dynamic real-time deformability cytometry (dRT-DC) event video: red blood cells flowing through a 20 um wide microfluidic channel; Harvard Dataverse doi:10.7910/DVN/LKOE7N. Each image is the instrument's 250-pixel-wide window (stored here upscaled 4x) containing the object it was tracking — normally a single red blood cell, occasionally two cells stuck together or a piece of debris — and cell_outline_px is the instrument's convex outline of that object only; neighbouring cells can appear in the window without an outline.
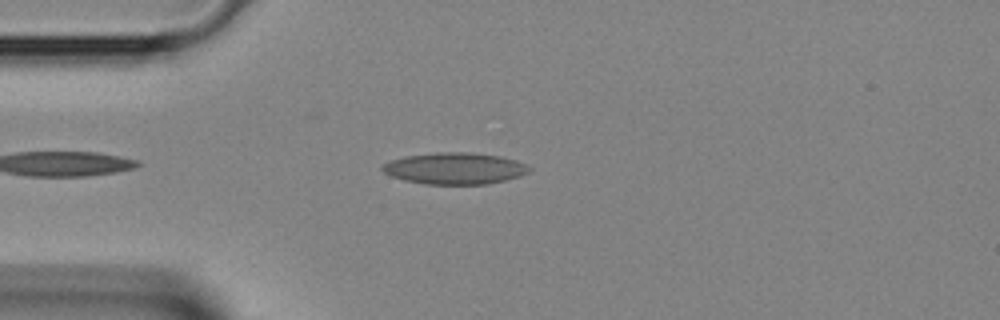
{"species": "Egyptian fruit bat (a non-hibernating species)", "species_latin": "Rousettus aegyptiacus", "temperature_condition": "room temperature", "stored_images_in_passage": 3, "camera_frame_rate_fps": 3000, "um_per_image_px": 0.085, "animal": {"sex": "female"}, "frame": {"image": 1, "passage_image": 3, "time_ms": 0.667, "image_size_px": [1000, 320], "cell_outline_px": [[532, 168], [528, 172], [520, 176], [488, 184], [424, 184], [404, 180], [392, 176], [384, 172], [380, 168], [384, 164], [392, 160], [404, 156], [436, 152], [472, 152], [500, 156], [516, 160]], "centroid_in_image_um": [38.66, 14.31], "position_along_channel_um": 46.3, "area_um2": 26.99}}